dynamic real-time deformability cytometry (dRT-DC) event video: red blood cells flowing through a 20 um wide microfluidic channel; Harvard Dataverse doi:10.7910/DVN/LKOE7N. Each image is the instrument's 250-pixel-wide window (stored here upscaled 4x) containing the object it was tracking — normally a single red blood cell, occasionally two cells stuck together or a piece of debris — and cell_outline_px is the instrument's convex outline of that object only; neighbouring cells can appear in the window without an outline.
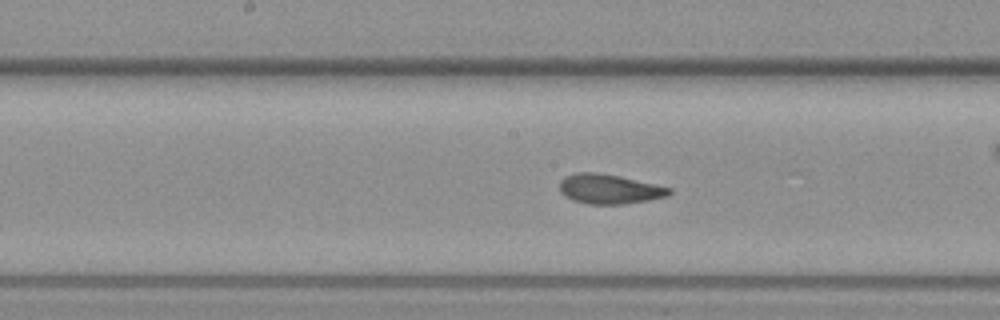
{"species": "common noctule bat (a hibernating species)", "species_latin": "Nyctalus noctula", "temperature_condition": "warm", "stored_images_in_passage": 42, "camera_frame_rate_fps": 3000, "um_per_image_px": 0.085, "animal": {"sex": "female", "body_mass_g": 19.3, "forearm_length_mm": 54.1}, "frame": {"image": 1, "passage_image": 22, "time_ms": 7.0, "image_size_px": [1000, 320], "cell_outline_px": [[672, 192], [668, 196], [648, 200], [624, 204], [588, 204], [572, 200], [564, 196], [560, 192], [560, 180], [564, 176], [576, 172], [596, 172], [620, 176], [672, 188]], "centroid_in_image_um": [51.77, 16.06], "position_along_channel_um": 196.4, "area_um2": 19.07}}
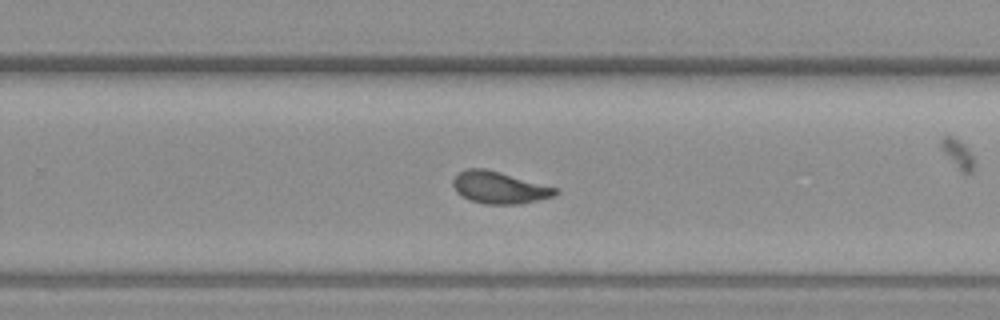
{"frame": {"image": 2, "passage_image": 29, "time_ms": 9.333, "image_size_px": [1000, 320], "cell_outline_px": [[560, 192], [556, 196], [520, 204], [484, 204], [468, 200], [456, 192], [452, 184], [452, 180], [460, 172], [468, 168], [484, 168], [500, 172], [556, 188]], "centroid_in_image_um": [42.43, 15.96], "position_along_channel_um": 287.4, "area_um2": 19.07}}
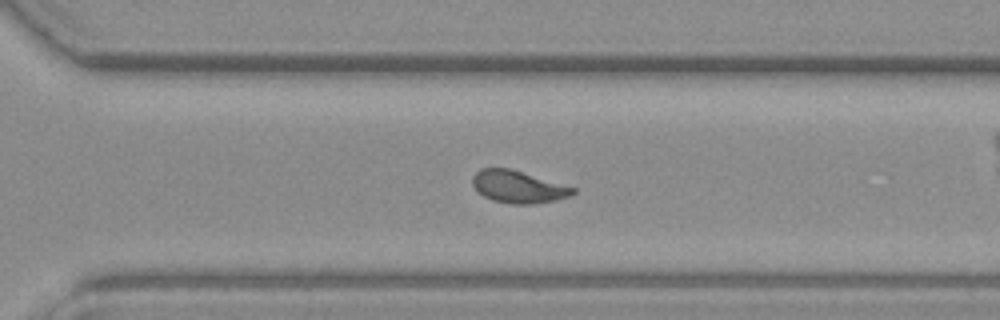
{"frame": {"image": 3, "passage_image": 32, "time_ms": 10.333, "image_size_px": [1000, 320], "cell_outline_px": [[576, 192], [568, 196], [556, 200], [532, 204], [512, 204], [492, 200], [476, 192], [472, 184], [472, 176], [480, 168], [508, 168], [576, 188]], "centroid_in_image_um": [44.0, 15.88], "position_along_channel_um": 326.6, "area_um2": 18.79}, "authors_computed_cell_mechanics": {"area_um2": 19.074, "velocity_mm_per_s": 3.9187, "shape_relaxation_time_tau1_ms": 4.6873, "shape_relaxation_time_tau2_ms": 1.1159, "deformation_change_tau1": 0.1835, "deformation_change_tau2": 0.0784}}